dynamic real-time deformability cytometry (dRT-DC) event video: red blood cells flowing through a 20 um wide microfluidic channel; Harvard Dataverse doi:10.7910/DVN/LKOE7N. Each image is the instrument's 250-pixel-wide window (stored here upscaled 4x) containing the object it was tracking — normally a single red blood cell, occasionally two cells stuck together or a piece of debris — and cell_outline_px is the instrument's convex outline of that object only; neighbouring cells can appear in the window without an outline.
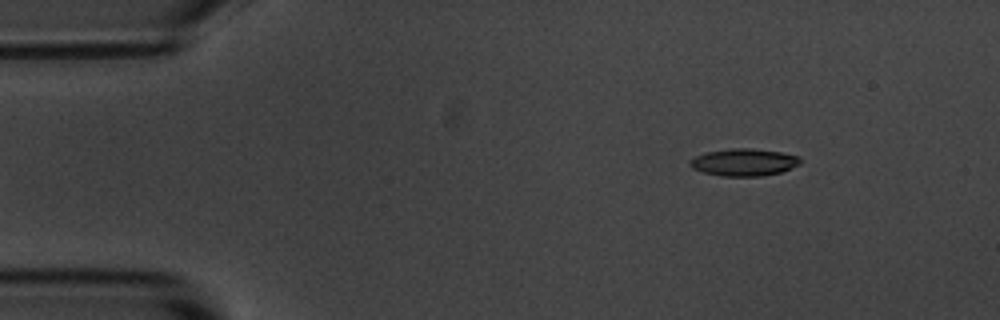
{"species": "common noctule bat (a hibernating species)", "species_latin": "Nyctalus noctula", "temperature_condition": "room temperature", "stored_images_in_passage": 4, "camera_frame_rate_fps": 3000, "um_per_image_px": 0.085, "animal": {"sex": "male", "body_mass_g": 20.1, "forearm_length_mm": 53.5}, "frame": {"image": 1, "passage_image": 2, "time_ms": 2.0, "image_size_px": [1000, 320], "cell_outline_px": [[800, 164], [792, 168], [780, 172], [764, 176], [720, 176], [704, 172], [692, 168], [688, 160], [696, 156], [708, 152], [732, 148], [748, 148], [780, 152], [796, 156], [800, 160]], "centroid_in_image_um": [63.22, 13.8], "position_along_channel_um": 21.8, "area_um2": 17.34}}